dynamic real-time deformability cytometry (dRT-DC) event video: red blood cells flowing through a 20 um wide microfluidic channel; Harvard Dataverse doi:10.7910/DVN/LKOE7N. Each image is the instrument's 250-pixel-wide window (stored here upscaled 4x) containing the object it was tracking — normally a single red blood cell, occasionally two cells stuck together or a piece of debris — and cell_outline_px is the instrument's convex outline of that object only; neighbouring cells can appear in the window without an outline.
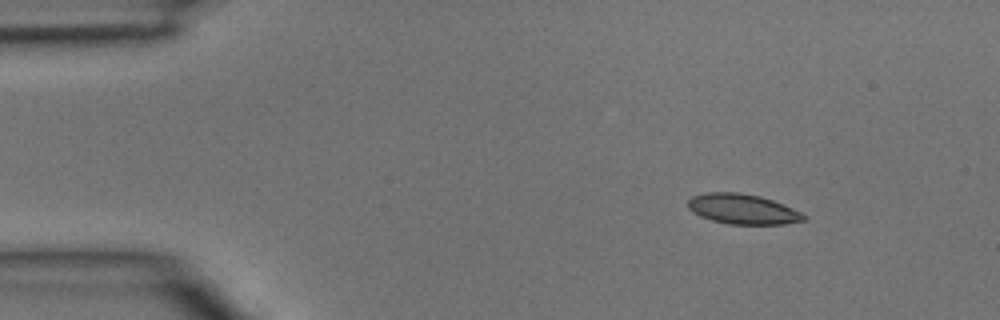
{"species": "common noctule bat (a hibernating species)", "species_latin": "Nyctalus noctula", "temperature_condition": "room temperature", "stored_images_in_passage": 3, "camera_frame_rate_fps": 3000, "um_per_image_px": 0.085, "animal": {"sex": "male", "body_mass_g": 15.6}, "frame": {"image": 1, "passage_image": 1, "time_ms": 0.0, "image_size_px": [1000, 320], "cell_outline_px": [[808, 220], [784, 224], [728, 224], [712, 220], [700, 216], [692, 212], [688, 208], [688, 200], [692, 196], [708, 192], [740, 192], [760, 196], [772, 200], [792, 208], [808, 216]], "centroid_in_image_um": [63.14, 17.77], "position_along_channel_um": 21.9, "area_um2": 20.4}}
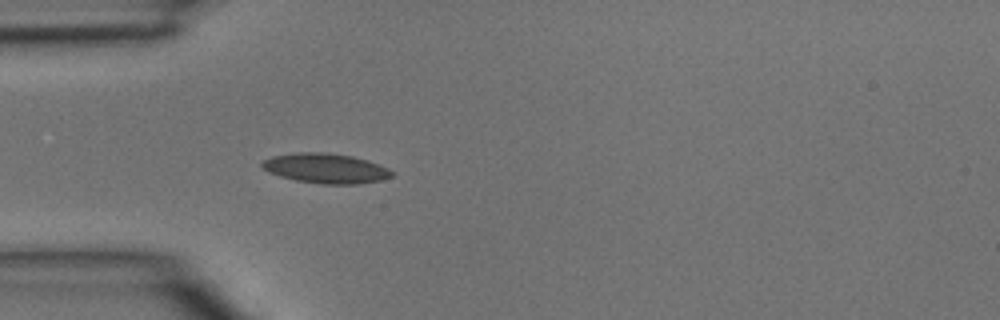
{"frame": {"image": 2, "passage_image": 3, "time_ms": 0.667, "image_size_px": [1000, 320], "cell_outline_px": [[396, 172], [392, 176], [380, 180], [360, 184], [320, 184], [296, 180], [280, 176], [268, 172], [260, 164], [264, 160], [272, 156], [296, 152], [324, 152], [352, 156], [368, 160], [388, 168]], "centroid_in_image_um": [27.7, 14.31], "position_along_channel_um": 57.3, "area_um2": 22.66}}